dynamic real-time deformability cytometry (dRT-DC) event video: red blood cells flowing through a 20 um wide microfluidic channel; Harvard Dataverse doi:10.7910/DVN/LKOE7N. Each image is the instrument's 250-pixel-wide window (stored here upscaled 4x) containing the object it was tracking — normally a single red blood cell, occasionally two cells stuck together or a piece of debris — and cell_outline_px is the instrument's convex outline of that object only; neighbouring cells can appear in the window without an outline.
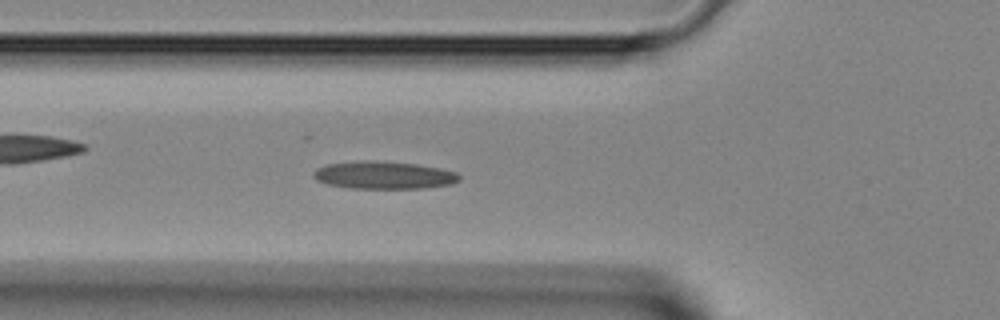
{"species": "Egyptian fruit bat (a non-hibernating species)", "species_latin": "Rousettus aegyptiacus", "temperature_condition": "room temperature", "stored_images_in_passage": 39, "camera_frame_rate_fps": 3000, "um_per_image_px": 0.085, "animal": {"sex": "female"}, "frame": {"image": 1, "passage_image": 9, "time_ms": 2.667, "image_size_px": [1000, 320], "cell_outline_px": [[460, 180], [452, 184], [428, 188], [348, 188], [328, 184], [316, 180], [312, 176], [312, 172], [316, 168], [328, 164], [416, 164], [440, 168], [456, 172], [460, 176]], "centroid_in_image_um": [32.69, 14.96], "position_along_channel_um": 93.1, "area_um2": 22.2}}
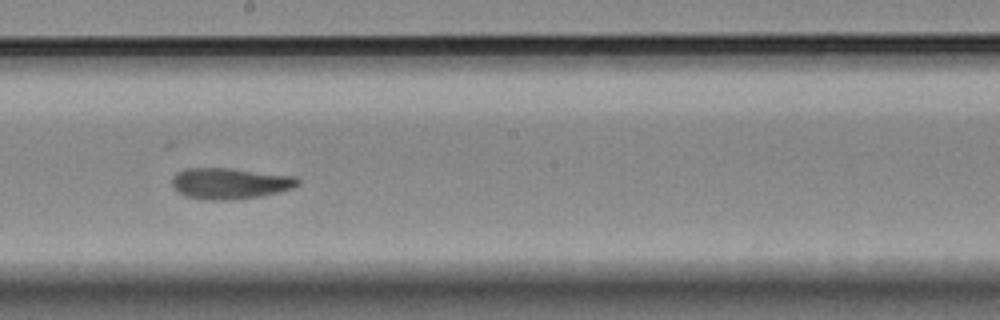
{"frame": {"image": 2, "passage_image": 18, "time_ms": 5.667, "image_size_px": [1000, 320], "cell_outline_px": [[300, 184], [292, 188], [260, 196], [236, 200], [204, 200], [184, 196], [176, 192], [172, 188], [172, 176], [176, 172], [184, 168], [228, 168], [296, 176], [300, 180]], "centroid_in_image_um": [19.48, 15.59], "position_along_channel_um": 228.7, "area_um2": 23.12}}
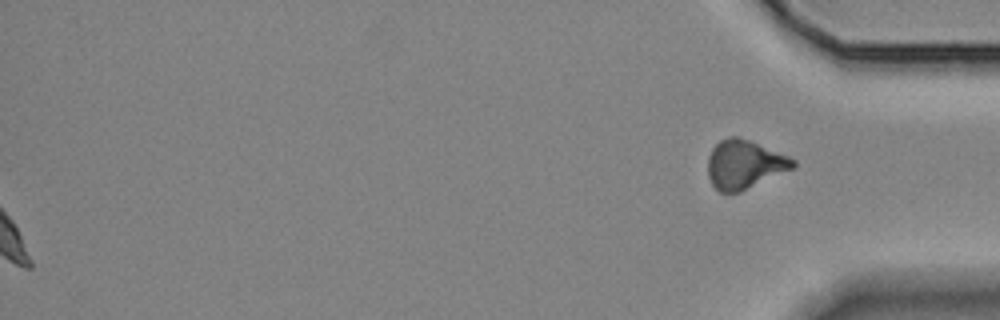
{"frame": {"image": 3, "passage_image": 39, "time_ms": 12.667, "image_size_px": [1000, 320], "cell_outline_px": [[796, 164], [792, 168], [740, 192], [720, 192], [712, 184], [708, 176], [708, 156], [712, 148], [720, 140], [728, 136], [736, 136], [748, 140], [788, 156], [796, 160]], "centroid_in_image_um": [63.24, 13.97], "position_along_channel_um": 372.0, "area_um2": 23.81}}